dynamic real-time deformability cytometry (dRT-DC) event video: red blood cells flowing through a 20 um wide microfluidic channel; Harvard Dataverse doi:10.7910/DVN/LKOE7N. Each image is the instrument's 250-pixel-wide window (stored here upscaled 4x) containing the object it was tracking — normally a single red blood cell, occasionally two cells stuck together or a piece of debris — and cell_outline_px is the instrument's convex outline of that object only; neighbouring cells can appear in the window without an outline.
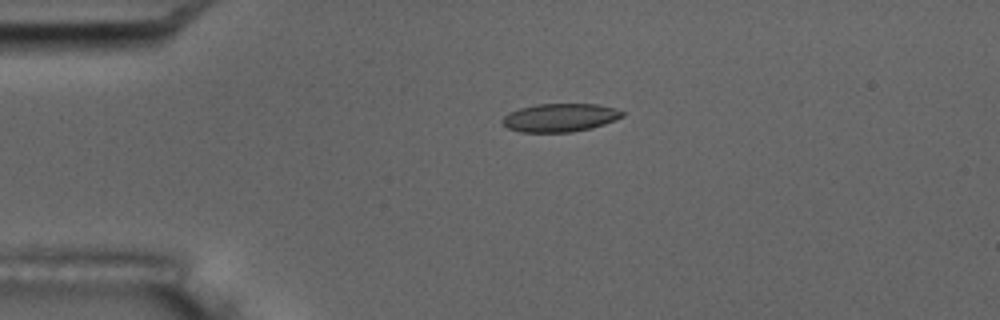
{"species": "common noctule bat (a hibernating species)", "species_latin": "Nyctalus noctula", "temperature_condition": "room temperature", "stored_images_in_passage": 2, "camera_frame_rate_fps": 3000, "um_per_image_px": 0.085, "animal": {"sex": "male", "body_mass_g": 17.5, "forearm_length_mm": 52.3}, "frame": {"image": 1, "passage_image": 1, "time_ms": 0.0, "image_size_px": [1000, 320], "cell_outline_px": [[624, 116], [616, 120], [592, 128], [572, 132], [520, 132], [508, 128], [500, 120], [508, 112], [520, 108], [536, 104], [596, 104], [616, 108], [624, 112]], "centroid_in_image_um": [47.6, 10.0], "position_along_channel_um": 37.4, "area_um2": 19.88}}